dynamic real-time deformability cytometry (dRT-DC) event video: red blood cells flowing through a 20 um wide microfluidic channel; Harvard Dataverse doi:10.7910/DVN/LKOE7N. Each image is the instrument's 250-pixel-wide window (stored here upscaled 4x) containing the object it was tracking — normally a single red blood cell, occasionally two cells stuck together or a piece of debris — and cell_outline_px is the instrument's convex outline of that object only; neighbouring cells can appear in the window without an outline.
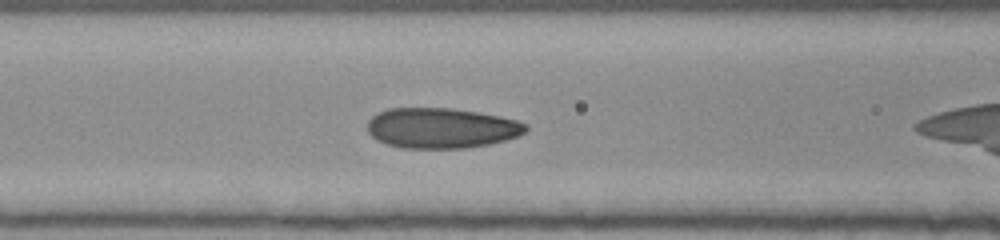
{"species": "human", "species_latin": "Homo sapiens", "temperature_condition": "room temperature", "stored_images_in_passage": 17, "camera_frame_rate_fps": 3000, "um_per_image_px": 0.085, "donor": {"sex": "female"}, "frame": {"image": 1, "passage_image": 6, "time_ms": 1.667, "image_size_px": [1000, 240], "cell_outline_px": [[528, 128], [520, 136], [488, 144], [464, 148], [400, 148], [376, 140], [368, 132], [368, 120], [376, 112], [388, 108], [452, 108], [500, 116], [516, 120], [528, 124]], "centroid_in_image_um": [37.5, 10.88], "position_along_channel_um": 129.1, "area_um2": 37.34}}
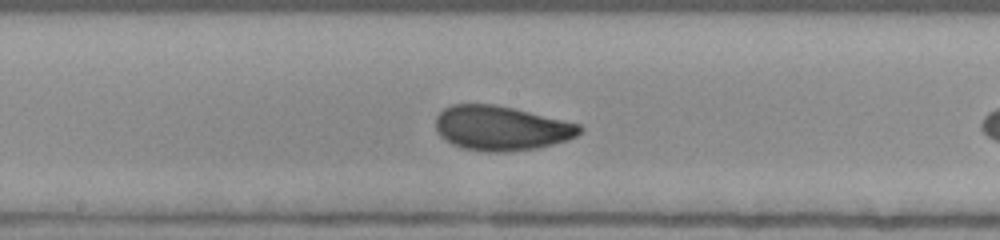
{"frame": {"image": 2, "passage_image": 12, "time_ms": 3.667, "image_size_px": [1000, 240], "cell_outline_px": [[584, 128], [576, 136], [568, 140], [536, 148], [504, 152], [488, 152], [464, 148], [452, 144], [444, 140], [436, 132], [436, 116], [444, 108], [452, 104], [492, 104], [512, 108], [580, 124]], "centroid_in_image_um": [42.57, 10.89], "position_along_channel_um": 205.6, "area_um2": 37.28}}
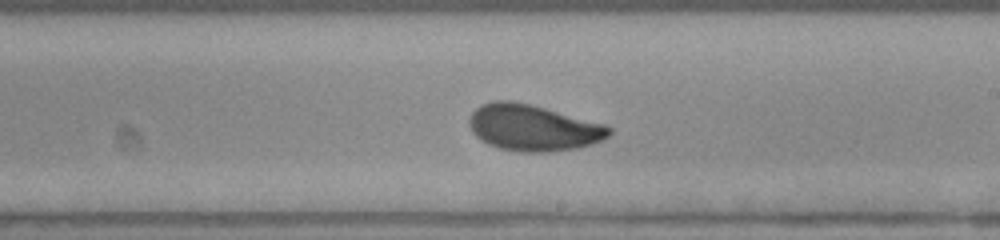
{"frame": {"image": 3, "passage_image": 15, "time_ms": 4.667, "image_size_px": [1000, 240], "cell_outline_px": [[612, 132], [608, 136], [600, 140], [576, 148], [548, 152], [516, 152], [500, 148], [488, 144], [480, 140], [472, 132], [468, 124], [468, 120], [472, 112], [480, 104], [492, 100], [512, 100], [544, 108], [604, 124], [612, 128]], "centroid_in_image_um": [45.24, 10.85], "position_along_channel_um": 243.8, "area_um2": 37.57}}